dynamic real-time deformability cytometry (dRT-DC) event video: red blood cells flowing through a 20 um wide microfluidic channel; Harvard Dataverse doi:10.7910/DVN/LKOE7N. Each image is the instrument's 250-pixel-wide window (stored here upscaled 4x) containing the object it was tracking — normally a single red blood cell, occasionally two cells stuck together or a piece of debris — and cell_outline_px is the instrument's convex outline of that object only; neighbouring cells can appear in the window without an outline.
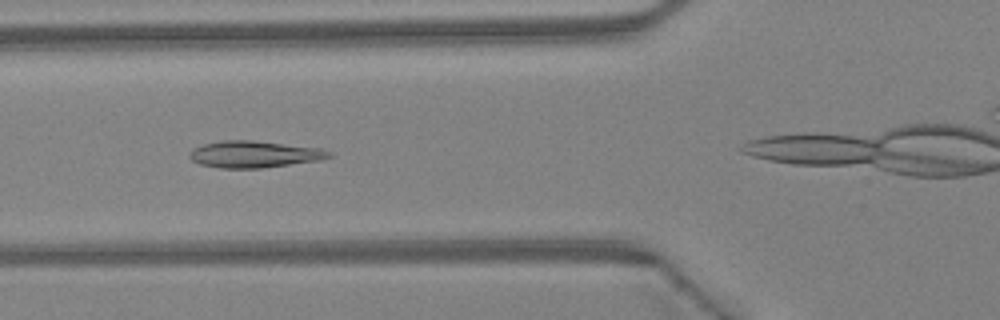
{"species": "Egyptian fruit bat (a non-hibernating species)", "species_latin": "Rousettus aegyptiacus", "temperature_condition": "warm", "stored_images_in_passage": 39, "camera_frame_rate_fps": 3000, "um_per_image_px": 0.085, "animal": {"sex": "female"}, "frame": {"image": 1, "passage_image": 10, "time_ms": 3.0, "image_size_px": [1000, 320], "cell_outline_px": [[332, 156], [320, 160], [260, 168], [220, 168], [200, 164], [192, 160], [188, 156], [192, 148], [204, 144], [224, 140], [252, 140], [320, 148], [332, 152]], "centroid_in_image_um": [21.59, 13.11], "position_along_channel_um": 104.2, "area_um2": 21.62}}
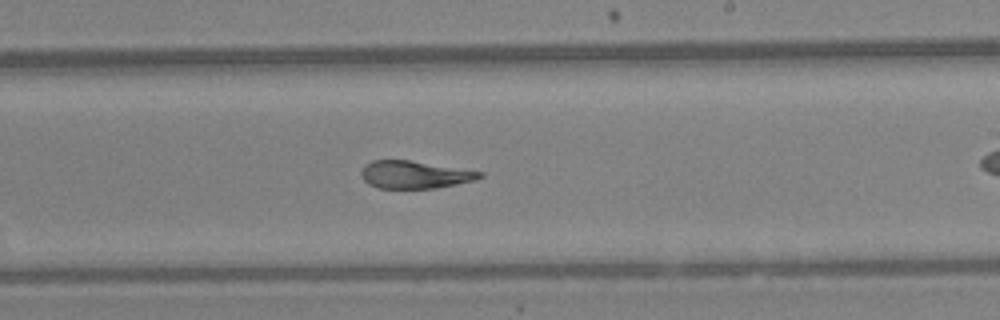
{"frame": {"image": 2, "passage_image": 20, "time_ms": 6.333, "image_size_px": [1000, 320], "cell_outline_px": [[484, 176], [476, 180], [436, 188], [376, 188], [368, 184], [364, 180], [360, 172], [364, 164], [372, 160], [408, 160], [484, 172]], "centroid_in_image_um": [35.23, 14.84], "position_along_channel_um": 253.8, "area_um2": 19.07}}
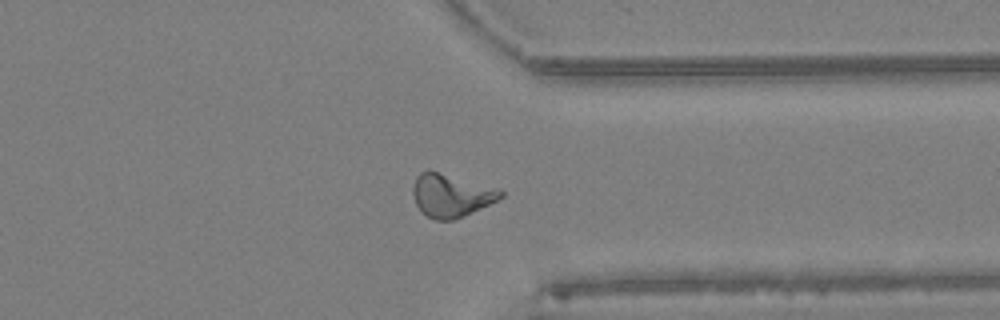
{"frame": {"image": 3, "passage_image": 28, "time_ms": 9.0, "image_size_px": [1000, 320], "cell_outline_px": [[504, 196], [464, 216], [452, 220], [436, 220], [420, 212], [416, 204], [412, 192], [412, 188], [416, 176], [420, 172], [428, 168], [500, 188], [504, 192]], "centroid_in_image_um": [38.32, 16.57], "position_along_channel_um": 373.1, "area_um2": 22.37}, "authors_computed_cell_mechanics": {"area_um2": 20.7502, "velocity_mm_per_s": 4.5017, "shape_relaxation_time_tau1_ms": 8.5244, "shape_relaxation_time_tau2_ms": 2.2954, "deformation_change_tau1": 0.2427, "deformation_change_tau2": 0.0648}}